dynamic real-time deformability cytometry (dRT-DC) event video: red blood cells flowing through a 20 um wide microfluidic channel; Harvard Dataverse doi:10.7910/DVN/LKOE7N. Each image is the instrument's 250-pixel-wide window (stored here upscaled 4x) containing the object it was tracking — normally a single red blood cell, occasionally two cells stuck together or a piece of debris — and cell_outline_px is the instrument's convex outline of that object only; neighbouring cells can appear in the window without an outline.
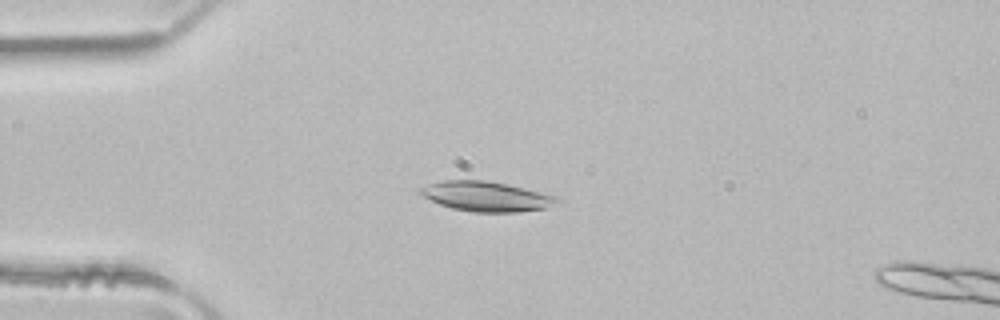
{"species": "common noctule bat (a hibernating species)", "species_latin": "Nyctalus noctula", "temperature_condition": "room temperature", "stored_images_in_passage": 3, "camera_frame_rate_fps": 3000, "um_per_image_px": 0.085, "animal": {"sex": "male", "body_mass_g": 21.5, "forearm_length_mm": 52.0}, "frame": {"image": 1, "passage_image": 2, "time_ms": 0.333, "image_size_px": [1000, 320], "cell_outline_px": [[560, 200], [544, 208], [520, 212], [472, 212], [452, 208], [440, 204], [424, 196], [420, 192], [420, 188], [428, 184], [444, 180], [484, 180], [508, 184], [556, 196]], "centroid_in_image_um": [41.32, 16.69], "position_along_channel_um": 43.7, "area_um2": 23.47}}